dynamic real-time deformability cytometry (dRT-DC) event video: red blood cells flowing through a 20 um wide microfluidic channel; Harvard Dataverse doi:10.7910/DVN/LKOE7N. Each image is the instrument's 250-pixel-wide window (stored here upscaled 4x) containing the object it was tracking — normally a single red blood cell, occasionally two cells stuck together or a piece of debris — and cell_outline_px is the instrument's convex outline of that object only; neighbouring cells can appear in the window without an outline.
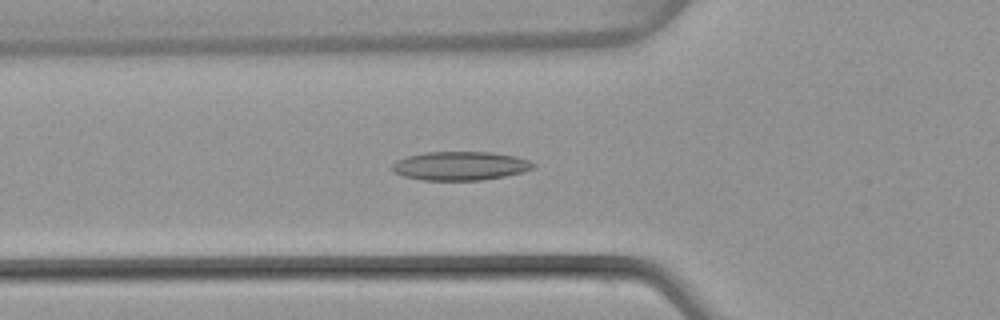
{"species": "common noctule bat (a hibernating species)", "species_latin": "Nyctalus noctula", "temperature_condition": "warm", "stored_images_in_passage": 50, "camera_frame_rate_fps": 3000, "um_per_image_px": 0.085, "animal": {"sex": "female", "body_mass_g": 22.7, "forearm_length_mm": 54.2}, "frame": {"image": 1, "passage_image": 18, "time_ms": 5.667, "image_size_px": [1000, 320], "cell_outline_px": [[536, 168], [504, 176], [484, 180], [424, 180], [404, 176], [392, 172], [392, 164], [396, 160], [408, 156], [424, 152], [492, 152], [516, 156], [532, 160], [536, 164]], "centroid_in_image_um": [39.15, 14.09], "position_along_channel_um": 86.6, "area_um2": 23.81}}
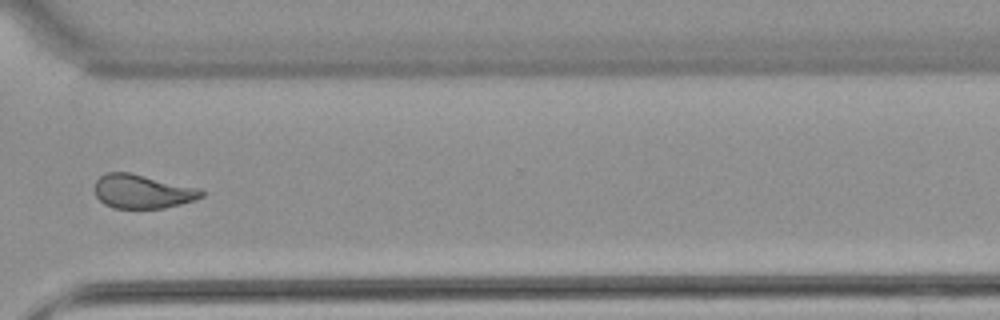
{"frame": {"image": 2, "passage_image": 38, "time_ms": 12.333, "image_size_px": [1000, 320], "cell_outline_px": [[204, 196], [196, 200], [164, 208], [112, 208], [104, 204], [96, 196], [92, 188], [96, 180], [100, 176], [108, 172], [132, 172], [200, 188], [204, 192]], "centroid_in_image_um": [12.09, 16.26], "position_along_channel_um": 358.5, "area_um2": 21.5}}
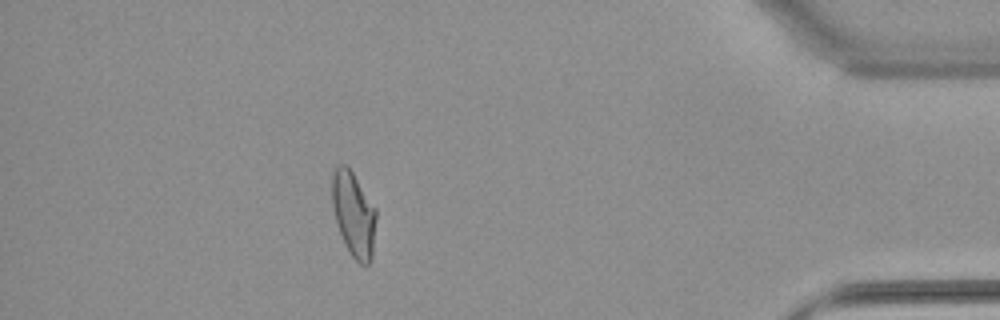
{"frame": {"image": 3, "passage_image": 45, "time_ms": 14.667, "image_size_px": [1000, 320], "cell_outline_px": [[376, 220], [372, 256], [368, 264], [364, 268], [352, 256], [336, 224], [332, 208], [332, 172], [336, 164], [348, 164], [376, 208]], "centroid_in_image_um": [30.05, 18.15], "position_along_channel_um": 405.1, "area_um2": 22.08}, "authors_computed_cell_mechanics": {"area_um2": 22.3975, "velocity_mm_per_s": 4.0715, "shape_relaxation_time_tau1_ms": null, "shape_relaxation_time_tau2_ms": 2.2656, "deformation_change_tau1": null, "deformation_change_tau2": 0.1067}}